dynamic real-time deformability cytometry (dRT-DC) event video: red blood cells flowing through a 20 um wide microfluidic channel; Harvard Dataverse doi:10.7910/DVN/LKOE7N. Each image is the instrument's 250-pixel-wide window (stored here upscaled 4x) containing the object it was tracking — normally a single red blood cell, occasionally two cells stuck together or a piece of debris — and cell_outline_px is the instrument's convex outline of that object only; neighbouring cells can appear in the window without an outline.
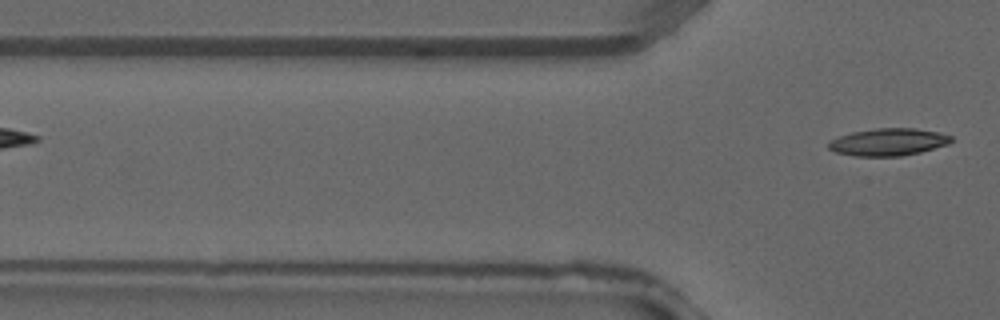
{"species": "common noctule bat (a hibernating species)", "species_latin": "Nyctalus noctula", "temperature_condition": "warm", "stored_images_in_passage": 2, "camera_frame_rate_fps": 3000, "um_per_image_px": 0.085, "animal": {"sex": "male", "forearm_length_mm": 52.5}, "frame": {"image": 1, "passage_image": 2, "time_ms": 0.333, "image_size_px": [1000, 320], "cell_outline_px": [[952, 140], [948, 144], [920, 152], [900, 156], [856, 156], [836, 152], [828, 148], [828, 140], [852, 132], [876, 128], [916, 128], [936, 132], [952, 136]], "centroid_in_image_um": [75.48, 12.07], "position_along_channel_um": 50.3, "area_um2": 19.42}}